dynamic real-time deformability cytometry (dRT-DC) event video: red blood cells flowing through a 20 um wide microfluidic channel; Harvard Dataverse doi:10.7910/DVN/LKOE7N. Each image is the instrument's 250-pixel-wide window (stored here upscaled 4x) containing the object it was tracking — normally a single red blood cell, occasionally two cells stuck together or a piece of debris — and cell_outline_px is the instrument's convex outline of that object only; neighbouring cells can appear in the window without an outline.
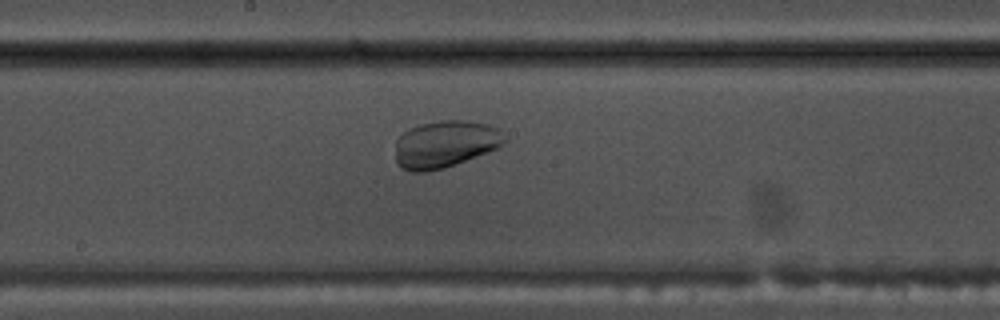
{"species": "common noctule bat (a hibernating species)", "species_latin": "Nyctalus noctula", "temperature_condition": "warm", "stored_images_in_passage": 27, "camera_frame_rate_fps": 3000, "um_per_image_px": 0.085, "animal": {"sex": "male", "body_mass_g": 17.5, "forearm_length_mm": 52.3}, "frame": {"image": 1, "passage_image": 12, "time_ms": 3.667, "image_size_px": [1000, 320], "cell_outline_px": [[508, 140], [500, 148], [444, 168], [424, 172], [412, 172], [400, 168], [396, 164], [396, 140], [404, 132], [420, 124], [440, 120], [468, 120], [488, 124], [500, 128]], "centroid_in_image_um": [37.88, 12.25], "position_along_channel_um": 210.3, "area_um2": 30.4}}